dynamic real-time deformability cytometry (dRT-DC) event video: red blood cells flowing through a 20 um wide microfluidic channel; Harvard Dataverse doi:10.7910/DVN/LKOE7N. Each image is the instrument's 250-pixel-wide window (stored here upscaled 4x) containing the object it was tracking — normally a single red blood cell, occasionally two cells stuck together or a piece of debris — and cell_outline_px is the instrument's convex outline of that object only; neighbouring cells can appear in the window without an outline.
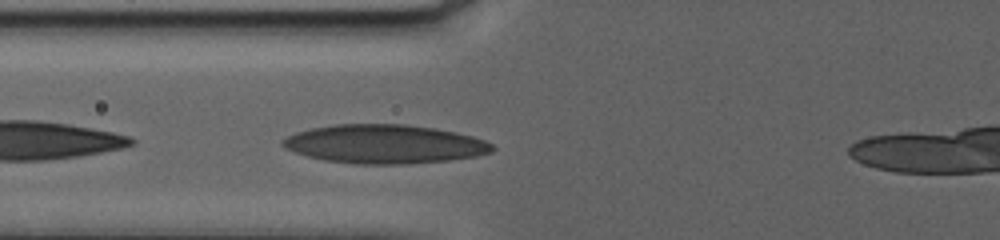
{"species": "human", "species_latin": "Homo sapiens", "temperature_condition": "warm", "stored_images_in_passage": 24, "camera_frame_rate_fps": 3000, "um_per_image_px": 0.085, "donor": {"sex": "female"}, "frame": {"image": 1, "passage_image": 4, "time_ms": 1.0, "image_size_px": [1000, 240], "cell_outline_px": [[496, 148], [492, 152], [476, 156], [452, 160], [408, 164], [356, 164], [324, 160], [308, 156], [284, 148], [280, 144], [280, 140], [296, 132], [312, 128], [332, 124], [404, 124], [436, 128], [456, 132], [472, 136], [484, 140], [492, 144]], "centroid_in_image_um": [32.69, 12.25], "position_along_channel_um": 93.1, "area_um2": 47.69}}
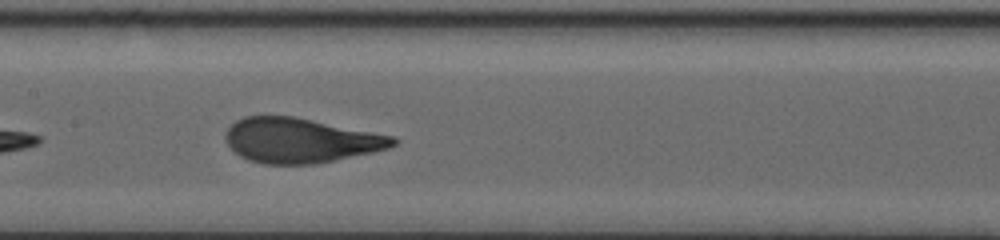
{"frame": {"image": 2, "passage_image": 15, "time_ms": 4.667, "image_size_px": [1000, 240], "cell_outline_px": [[400, 140], [396, 144], [388, 148], [372, 152], [312, 164], [264, 164], [248, 160], [240, 156], [224, 140], [224, 136], [228, 128], [236, 120], [244, 116], [292, 116], [396, 136]], "centroid_in_image_um": [25.53, 11.93], "position_along_channel_um": 181.9, "area_um2": 43.52}}
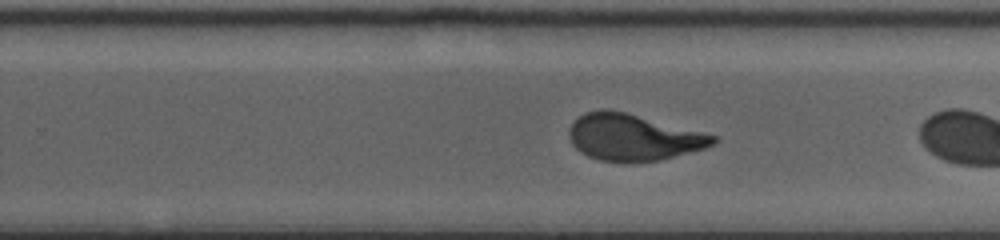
{"frame": {"image": 3, "passage_image": 23, "time_ms": 7.333, "image_size_px": [1000, 240], "cell_outline_px": [[720, 140], [716, 144], [704, 148], [660, 160], [632, 164], [628, 164], [600, 160], [588, 156], [580, 152], [572, 144], [568, 136], [568, 128], [584, 112], [600, 108], [608, 108], [624, 112], [716, 136]], "centroid_in_image_um": [53.77, 11.69], "position_along_channel_um": 276.0, "area_um2": 39.25}}